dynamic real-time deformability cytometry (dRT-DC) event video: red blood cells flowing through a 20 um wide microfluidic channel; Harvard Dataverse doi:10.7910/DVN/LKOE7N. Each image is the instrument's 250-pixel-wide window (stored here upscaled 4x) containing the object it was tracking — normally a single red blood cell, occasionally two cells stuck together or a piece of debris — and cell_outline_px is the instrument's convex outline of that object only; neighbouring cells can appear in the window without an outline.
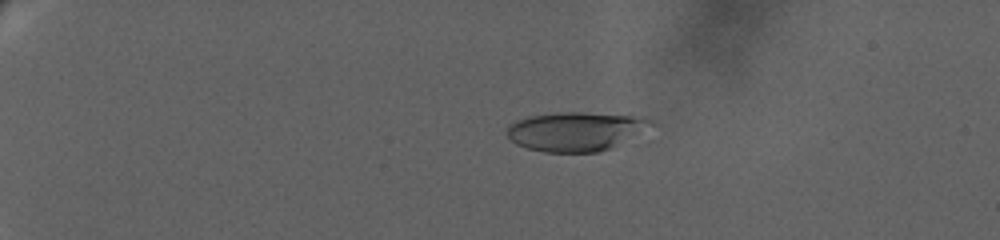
{"species": "human", "species_latin": "Homo sapiens", "temperature_condition": "warm", "stored_images_in_passage": 52, "camera_frame_rate_fps": 3000, "um_per_image_px": 0.085, "donor": {"sex": "female"}, "frame": {"image": 1, "passage_image": 13, "time_ms": 5.667, "image_size_px": [1000, 240], "cell_outline_px": [[656, 124], [612, 148], [600, 152], [544, 152], [528, 148], [516, 144], [508, 136], [508, 124], [524, 116], [560, 112], [584, 112], [632, 116], [656, 120]], "centroid_in_image_um": [48.93, 11.16], "position_along_channel_um": 36.1, "area_um2": 32.89}}
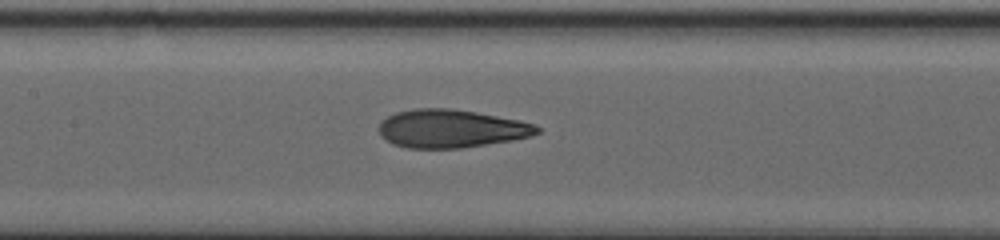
{"frame": {"image": 2, "passage_image": 29, "time_ms": 13.0, "image_size_px": [1000, 240], "cell_outline_px": [[540, 132], [532, 136], [512, 140], [460, 148], [408, 148], [392, 144], [380, 136], [380, 124], [388, 116], [396, 112], [416, 108], [452, 108], [476, 112], [520, 120], [536, 124], [540, 128]], "centroid_in_image_um": [38.36, 10.93], "position_along_channel_um": 169.0, "area_um2": 35.2}}
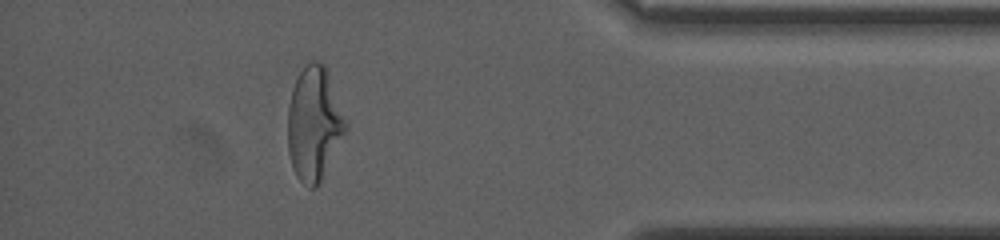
{"frame": {"image": 3, "passage_image": 47, "time_ms": 21.333, "image_size_px": [1000, 240], "cell_outline_px": [[348, 124], [316, 188], [308, 188], [296, 176], [292, 168], [288, 152], [288, 104], [292, 88], [300, 72], [312, 60], [316, 60], [324, 64], [328, 68]], "centroid_in_image_um": [26.68, 10.46], "position_along_channel_um": 408.5, "area_um2": 38.09}, "authors_computed_cell_mechanics": {"area_um2": 34.9401, "velocity_mm_per_s": 3.1702, "shape_relaxation_time_tau1_ms": 6.2929, "shape_relaxation_time_tau2_ms": 1.1945, "deformation_change_tau1": 0.2454, "deformation_change_tau2": 0.0925}}